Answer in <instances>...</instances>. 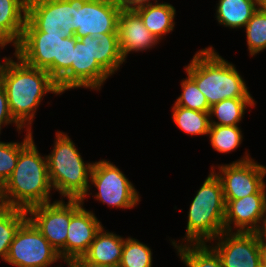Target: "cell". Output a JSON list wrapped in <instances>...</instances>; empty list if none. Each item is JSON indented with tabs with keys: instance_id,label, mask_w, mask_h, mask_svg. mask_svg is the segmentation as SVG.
Here are the masks:
<instances>
[{
	"instance_id": "30bf717a",
	"label": "cell",
	"mask_w": 266,
	"mask_h": 267,
	"mask_svg": "<svg viewBox=\"0 0 266 267\" xmlns=\"http://www.w3.org/2000/svg\"><path fill=\"white\" fill-rule=\"evenodd\" d=\"M66 203L61 199L53 203L35 205L27 210L28 219L59 252L61 260L65 263L66 237L70 224V199Z\"/></svg>"
},
{
	"instance_id": "5bb4252c",
	"label": "cell",
	"mask_w": 266,
	"mask_h": 267,
	"mask_svg": "<svg viewBox=\"0 0 266 267\" xmlns=\"http://www.w3.org/2000/svg\"><path fill=\"white\" fill-rule=\"evenodd\" d=\"M62 39L45 32H23L15 55L31 67L46 70L54 79V61H60Z\"/></svg>"
},
{
	"instance_id": "ac0fdd59",
	"label": "cell",
	"mask_w": 266,
	"mask_h": 267,
	"mask_svg": "<svg viewBox=\"0 0 266 267\" xmlns=\"http://www.w3.org/2000/svg\"><path fill=\"white\" fill-rule=\"evenodd\" d=\"M124 240L123 237L114 232H108L102 227L84 257L96 264L119 266Z\"/></svg>"
},
{
	"instance_id": "3957f363",
	"label": "cell",
	"mask_w": 266,
	"mask_h": 267,
	"mask_svg": "<svg viewBox=\"0 0 266 267\" xmlns=\"http://www.w3.org/2000/svg\"><path fill=\"white\" fill-rule=\"evenodd\" d=\"M212 107L224 99L253 98L235 65L226 61L212 46L195 53L184 67Z\"/></svg>"
},
{
	"instance_id": "1f68e13d",
	"label": "cell",
	"mask_w": 266,
	"mask_h": 267,
	"mask_svg": "<svg viewBox=\"0 0 266 267\" xmlns=\"http://www.w3.org/2000/svg\"><path fill=\"white\" fill-rule=\"evenodd\" d=\"M20 153V142L0 141V186L11 176L17 165Z\"/></svg>"
},
{
	"instance_id": "7a4b0ae2",
	"label": "cell",
	"mask_w": 266,
	"mask_h": 267,
	"mask_svg": "<svg viewBox=\"0 0 266 267\" xmlns=\"http://www.w3.org/2000/svg\"><path fill=\"white\" fill-rule=\"evenodd\" d=\"M10 59L0 74L14 120L26 131H31L32 122L42 98L47 93L62 94L56 81L46 70L34 68L24 63L18 56ZM27 125V126H26Z\"/></svg>"
},
{
	"instance_id": "9c48e42d",
	"label": "cell",
	"mask_w": 266,
	"mask_h": 267,
	"mask_svg": "<svg viewBox=\"0 0 266 267\" xmlns=\"http://www.w3.org/2000/svg\"><path fill=\"white\" fill-rule=\"evenodd\" d=\"M222 184L224 199H240L257 193L264 185L266 166L253 160L246 152L245 155L230 164H222L215 172Z\"/></svg>"
},
{
	"instance_id": "2e32d148",
	"label": "cell",
	"mask_w": 266,
	"mask_h": 267,
	"mask_svg": "<svg viewBox=\"0 0 266 267\" xmlns=\"http://www.w3.org/2000/svg\"><path fill=\"white\" fill-rule=\"evenodd\" d=\"M109 74L92 57L91 36L76 38L71 64V89L100 90Z\"/></svg>"
},
{
	"instance_id": "836d02e7",
	"label": "cell",
	"mask_w": 266,
	"mask_h": 267,
	"mask_svg": "<svg viewBox=\"0 0 266 267\" xmlns=\"http://www.w3.org/2000/svg\"><path fill=\"white\" fill-rule=\"evenodd\" d=\"M114 3L120 10H136L150 4H158V0H155V3H152L150 0H114Z\"/></svg>"
},
{
	"instance_id": "484cf974",
	"label": "cell",
	"mask_w": 266,
	"mask_h": 267,
	"mask_svg": "<svg viewBox=\"0 0 266 267\" xmlns=\"http://www.w3.org/2000/svg\"><path fill=\"white\" fill-rule=\"evenodd\" d=\"M172 119L184 133L193 135H208L210 129L209 112H200L178 105L172 107Z\"/></svg>"
},
{
	"instance_id": "e575fe53",
	"label": "cell",
	"mask_w": 266,
	"mask_h": 267,
	"mask_svg": "<svg viewBox=\"0 0 266 267\" xmlns=\"http://www.w3.org/2000/svg\"><path fill=\"white\" fill-rule=\"evenodd\" d=\"M67 265L69 267H119V266L96 264V263L88 261L84 256L77 257V258L70 260L67 263Z\"/></svg>"
},
{
	"instance_id": "ba28073f",
	"label": "cell",
	"mask_w": 266,
	"mask_h": 267,
	"mask_svg": "<svg viewBox=\"0 0 266 267\" xmlns=\"http://www.w3.org/2000/svg\"><path fill=\"white\" fill-rule=\"evenodd\" d=\"M90 183L98 190L95 199L110 207L132 209L141 201L130 180L108 160L93 162Z\"/></svg>"
},
{
	"instance_id": "44dd1931",
	"label": "cell",
	"mask_w": 266,
	"mask_h": 267,
	"mask_svg": "<svg viewBox=\"0 0 266 267\" xmlns=\"http://www.w3.org/2000/svg\"><path fill=\"white\" fill-rule=\"evenodd\" d=\"M259 6L260 0H219L216 19L224 27L243 28Z\"/></svg>"
},
{
	"instance_id": "6da1fadb",
	"label": "cell",
	"mask_w": 266,
	"mask_h": 267,
	"mask_svg": "<svg viewBox=\"0 0 266 267\" xmlns=\"http://www.w3.org/2000/svg\"><path fill=\"white\" fill-rule=\"evenodd\" d=\"M32 131H27L20 143L17 165L1 187L4 207L28 210L35 205L51 202L52 188L47 157L41 156Z\"/></svg>"
},
{
	"instance_id": "8992f818",
	"label": "cell",
	"mask_w": 266,
	"mask_h": 267,
	"mask_svg": "<svg viewBox=\"0 0 266 267\" xmlns=\"http://www.w3.org/2000/svg\"><path fill=\"white\" fill-rule=\"evenodd\" d=\"M79 0H27L23 32L72 37L76 32V5Z\"/></svg>"
},
{
	"instance_id": "4316f807",
	"label": "cell",
	"mask_w": 266,
	"mask_h": 267,
	"mask_svg": "<svg viewBox=\"0 0 266 267\" xmlns=\"http://www.w3.org/2000/svg\"><path fill=\"white\" fill-rule=\"evenodd\" d=\"M76 37H67L61 40L60 61H54V80L62 92L71 89V64Z\"/></svg>"
},
{
	"instance_id": "52a82bcc",
	"label": "cell",
	"mask_w": 266,
	"mask_h": 267,
	"mask_svg": "<svg viewBox=\"0 0 266 267\" xmlns=\"http://www.w3.org/2000/svg\"><path fill=\"white\" fill-rule=\"evenodd\" d=\"M60 259L59 252L27 219L17 230L5 262L16 267H51Z\"/></svg>"
},
{
	"instance_id": "60d3db41",
	"label": "cell",
	"mask_w": 266,
	"mask_h": 267,
	"mask_svg": "<svg viewBox=\"0 0 266 267\" xmlns=\"http://www.w3.org/2000/svg\"><path fill=\"white\" fill-rule=\"evenodd\" d=\"M259 267H266V265L260 263V266Z\"/></svg>"
},
{
	"instance_id": "8d00e7d4",
	"label": "cell",
	"mask_w": 266,
	"mask_h": 267,
	"mask_svg": "<svg viewBox=\"0 0 266 267\" xmlns=\"http://www.w3.org/2000/svg\"><path fill=\"white\" fill-rule=\"evenodd\" d=\"M10 43H12V42H10L7 38L0 36V49H4L5 46H7ZM11 58H13V57H10V56H9V58L3 57L4 62H2V63L0 62V74L5 70L7 63Z\"/></svg>"
},
{
	"instance_id": "7c38bea8",
	"label": "cell",
	"mask_w": 266,
	"mask_h": 267,
	"mask_svg": "<svg viewBox=\"0 0 266 267\" xmlns=\"http://www.w3.org/2000/svg\"><path fill=\"white\" fill-rule=\"evenodd\" d=\"M120 8L114 0H79L76 5L75 37H94L97 33H118Z\"/></svg>"
},
{
	"instance_id": "f1b7e54d",
	"label": "cell",
	"mask_w": 266,
	"mask_h": 267,
	"mask_svg": "<svg viewBox=\"0 0 266 267\" xmlns=\"http://www.w3.org/2000/svg\"><path fill=\"white\" fill-rule=\"evenodd\" d=\"M211 146L220 153H230L242 143V131L238 126L210 125L208 132Z\"/></svg>"
},
{
	"instance_id": "d4e9b609",
	"label": "cell",
	"mask_w": 266,
	"mask_h": 267,
	"mask_svg": "<svg viewBox=\"0 0 266 267\" xmlns=\"http://www.w3.org/2000/svg\"><path fill=\"white\" fill-rule=\"evenodd\" d=\"M27 219V210L4 206L0 208V258L4 262L17 230Z\"/></svg>"
},
{
	"instance_id": "e0dca14e",
	"label": "cell",
	"mask_w": 266,
	"mask_h": 267,
	"mask_svg": "<svg viewBox=\"0 0 266 267\" xmlns=\"http://www.w3.org/2000/svg\"><path fill=\"white\" fill-rule=\"evenodd\" d=\"M119 48L124 60L131 52L146 51L159 44L156 38L144 25L135 10H121L118 16Z\"/></svg>"
},
{
	"instance_id": "603a6c76",
	"label": "cell",
	"mask_w": 266,
	"mask_h": 267,
	"mask_svg": "<svg viewBox=\"0 0 266 267\" xmlns=\"http://www.w3.org/2000/svg\"><path fill=\"white\" fill-rule=\"evenodd\" d=\"M255 99L253 98H231L224 99L214 104L210 108V124L221 126H239L238 123L244 117L246 108L255 107ZM215 116L218 121H214Z\"/></svg>"
},
{
	"instance_id": "9a60e30c",
	"label": "cell",
	"mask_w": 266,
	"mask_h": 267,
	"mask_svg": "<svg viewBox=\"0 0 266 267\" xmlns=\"http://www.w3.org/2000/svg\"><path fill=\"white\" fill-rule=\"evenodd\" d=\"M225 202V231L233 232L236 228V232H254L266 209V184L257 193L240 199H225Z\"/></svg>"
},
{
	"instance_id": "ffe728a7",
	"label": "cell",
	"mask_w": 266,
	"mask_h": 267,
	"mask_svg": "<svg viewBox=\"0 0 266 267\" xmlns=\"http://www.w3.org/2000/svg\"><path fill=\"white\" fill-rule=\"evenodd\" d=\"M91 51L92 57L110 77L125 63L119 48L118 33H97L91 37Z\"/></svg>"
},
{
	"instance_id": "277c9868",
	"label": "cell",
	"mask_w": 266,
	"mask_h": 267,
	"mask_svg": "<svg viewBox=\"0 0 266 267\" xmlns=\"http://www.w3.org/2000/svg\"><path fill=\"white\" fill-rule=\"evenodd\" d=\"M46 157L53 190L58 191L61 197L84 201L90 195L93 163H84L75 143L60 131L56 132L54 148Z\"/></svg>"
},
{
	"instance_id": "4fadbf2b",
	"label": "cell",
	"mask_w": 266,
	"mask_h": 267,
	"mask_svg": "<svg viewBox=\"0 0 266 267\" xmlns=\"http://www.w3.org/2000/svg\"><path fill=\"white\" fill-rule=\"evenodd\" d=\"M84 201L70 199V224L66 237V264L77 257L84 256L96 234L103 227L93 211L86 210Z\"/></svg>"
},
{
	"instance_id": "d590c367",
	"label": "cell",
	"mask_w": 266,
	"mask_h": 267,
	"mask_svg": "<svg viewBox=\"0 0 266 267\" xmlns=\"http://www.w3.org/2000/svg\"><path fill=\"white\" fill-rule=\"evenodd\" d=\"M254 233L256 234L258 241H266V209L261 218L260 224Z\"/></svg>"
},
{
	"instance_id": "83f0119b",
	"label": "cell",
	"mask_w": 266,
	"mask_h": 267,
	"mask_svg": "<svg viewBox=\"0 0 266 267\" xmlns=\"http://www.w3.org/2000/svg\"><path fill=\"white\" fill-rule=\"evenodd\" d=\"M250 56L266 49V10L260 5L245 25Z\"/></svg>"
},
{
	"instance_id": "f546056e",
	"label": "cell",
	"mask_w": 266,
	"mask_h": 267,
	"mask_svg": "<svg viewBox=\"0 0 266 267\" xmlns=\"http://www.w3.org/2000/svg\"><path fill=\"white\" fill-rule=\"evenodd\" d=\"M151 249L135 238H125L119 267H152Z\"/></svg>"
},
{
	"instance_id": "5b68a950",
	"label": "cell",
	"mask_w": 266,
	"mask_h": 267,
	"mask_svg": "<svg viewBox=\"0 0 266 267\" xmlns=\"http://www.w3.org/2000/svg\"><path fill=\"white\" fill-rule=\"evenodd\" d=\"M210 171L190 204L183 238L187 244L211 243L225 231L226 202L222 184L216 174Z\"/></svg>"
},
{
	"instance_id": "d6a6232c",
	"label": "cell",
	"mask_w": 266,
	"mask_h": 267,
	"mask_svg": "<svg viewBox=\"0 0 266 267\" xmlns=\"http://www.w3.org/2000/svg\"><path fill=\"white\" fill-rule=\"evenodd\" d=\"M12 123H14L17 127L18 133H20L19 131L21 129L23 130V128L14 120L13 116L10 113L7 94L3 85L0 83V134L2 126Z\"/></svg>"
},
{
	"instance_id": "4dcf8cb0",
	"label": "cell",
	"mask_w": 266,
	"mask_h": 267,
	"mask_svg": "<svg viewBox=\"0 0 266 267\" xmlns=\"http://www.w3.org/2000/svg\"><path fill=\"white\" fill-rule=\"evenodd\" d=\"M181 95L176 99L174 105L200 112H210V106L205 95L199 90L196 82L187 74L181 80Z\"/></svg>"
},
{
	"instance_id": "d6986e66",
	"label": "cell",
	"mask_w": 266,
	"mask_h": 267,
	"mask_svg": "<svg viewBox=\"0 0 266 267\" xmlns=\"http://www.w3.org/2000/svg\"><path fill=\"white\" fill-rule=\"evenodd\" d=\"M27 18V0H0V36L15 46L20 42Z\"/></svg>"
},
{
	"instance_id": "ab89813d",
	"label": "cell",
	"mask_w": 266,
	"mask_h": 267,
	"mask_svg": "<svg viewBox=\"0 0 266 267\" xmlns=\"http://www.w3.org/2000/svg\"><path fill=\"white\" fill-rule=\"evenodd\" d=\"M2 195H1V186H0V208L3 207Z\"/></svg>"
},
{
	"instance_id": "8fae6325",
	"label": "cell",
	"mask_w": 266,
	"mask_h": 267,
	"mask_svg": "<svg viewBox=\"0 0 266 267\" xmlns=\"http://www.w3.org/2000/svg\"><path fill=\"white\" fill-rule=\"evenodd\" d=\"M212 241L216 244L210 246L219 255L223 267L260 266L259 241L254 232L223 231Z\"/></svg>"
},
{
	"instance_id": "74e56055",
	"label": "cell",
	"mask_w": 266,
	"mask_h": 267,
	"mask_svg": "<svg viewBox=\"0 0 266 267\" xmlns=\"http://www.w3.org/2000/svg\"><path fill=\"white\" fill-rule=\"evenodd\" d=\"M261 264L266 265V241H259Z\"/></svg>"
},
{
	"instance_id": "7402d4cb",
	"label": "cell",
	"mask_w": 266,
	"mask_h": 267,
	"mask_svg": "<svg viewBox=\"0 0 266 267\" xmlns=\"http://www.w3.org/2000/svg\"><path fill=\"white\" fill-rule=\"evenodd\" d=\"M144 25L158 40L173 31L176 9L170 3L150 4L135 10Z\"/></svg>"
},
{
	"instance_id": "cb8c5ba5",
	"label": "cell",
	"mask_w": 266,
	"mask_h": 267,
	"mask_svg": "<svg viewBox=\"0 0 266 267\" xmlns=\"http://www.w3.org/2000/svg\"><path fill=\"white\" fill-rule=\"evenodd\" d=\"M176 248L178 256L187 267H223L221 259L212 246L203 244H183L180 245L175 240H171Z\"/></svg>"
},
{
	"instance_id": "f35d334b",
	"label": "cell",
	"mask_w": 266,
	"mask_h": 267,
	"mask_svg": "<svg viewBox=\"0 0 266 267\" xmlns=\"http://www.w3.org/2000/svg\"><path fill=\"white\" fill-rule=\"evenodd\" d=\"M260 5L266 10V0H261Z\"/></svg>"
}]
</instances>
